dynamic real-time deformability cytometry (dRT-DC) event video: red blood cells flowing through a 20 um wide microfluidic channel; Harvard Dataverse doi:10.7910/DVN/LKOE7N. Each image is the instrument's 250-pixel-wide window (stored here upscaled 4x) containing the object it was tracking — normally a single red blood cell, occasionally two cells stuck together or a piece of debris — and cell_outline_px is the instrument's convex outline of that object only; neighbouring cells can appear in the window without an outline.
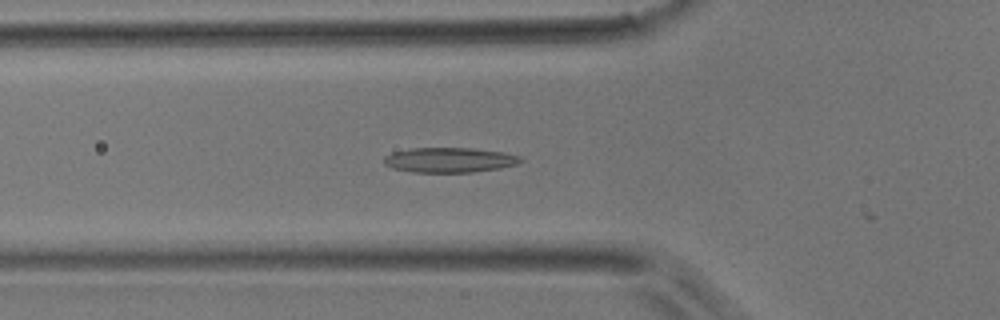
{"species": "common noctule bat (a hibernating species)", "species_latin": "Nyctalus noctula", "temperature_condition": "room temperature", "stored_images_in_passage": 41, "camera_frame_rate_fps": 3000, "um_per_image_px": 0.085, "animal": {"sex": "male", "body_mass_g": 17.9}, "frame": {"image": 1, "passage_image": 15, "time_ms": 4.667, "image_size_px": [1000, 320], "cell_outline_px": [[524, 160], [516, 164], [500, 168], [472, 172], [412, 172], [392, 168], [384, 164], [384, 156], [392, 152], [412, 148], [472, 148], [504, 152], [520, 156]], "centroid_in_image_um": [38.2, 13.59], "position_along_channel_um": 87.6, "area_um2": 19.88}}
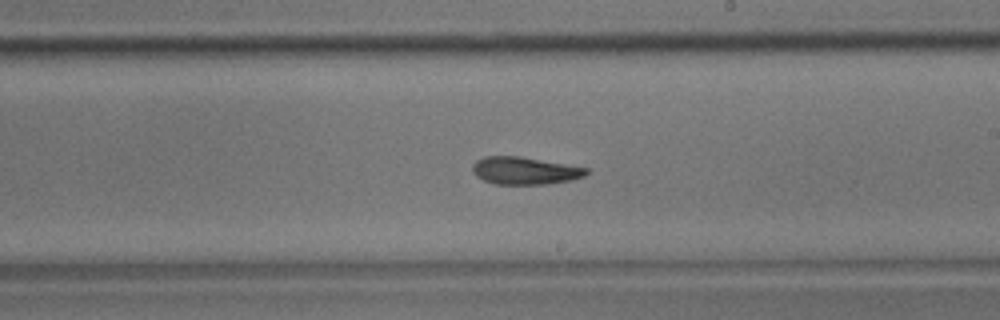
{"frame": {"image": 2, "passage_image": 26, "time_ms": 8.333, "image_size_px": [1000, 320], "cell_outline_px": [[588, 172], [584, 176], [572, 180], [544, 184], [496, 184], [484, 180], [476, 176], [472, 172], [472, 164], [476, 160], [484, 156], [520, 156], [588, 168]], "centroid_in_image_um": [44.57, 14.5], "position_along_channel_um": 244.4, "area_um2": 18.21}}
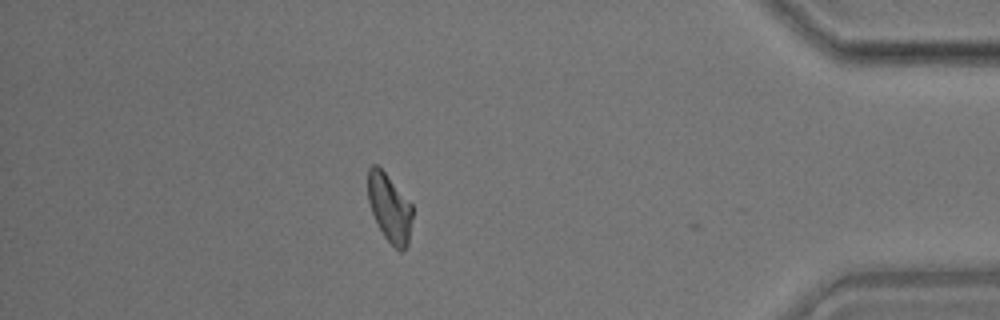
{"frame": {"image": 3, "passage_image": 40, "time_ms": 13.0, "image_size_px": [1000, 320], "cell_outline_px": [[412, 216], [408, 244], [404, 252], [400, 252], [384, 236], [372, 212], [368, 200], [368, 168], [372, 164], [376, 164], [384, 172], [412, 204]], "centroid_in_image_um": [33.12, 17.68], "position_along_channel_um": 402.1, "area_um2": 17.4}}